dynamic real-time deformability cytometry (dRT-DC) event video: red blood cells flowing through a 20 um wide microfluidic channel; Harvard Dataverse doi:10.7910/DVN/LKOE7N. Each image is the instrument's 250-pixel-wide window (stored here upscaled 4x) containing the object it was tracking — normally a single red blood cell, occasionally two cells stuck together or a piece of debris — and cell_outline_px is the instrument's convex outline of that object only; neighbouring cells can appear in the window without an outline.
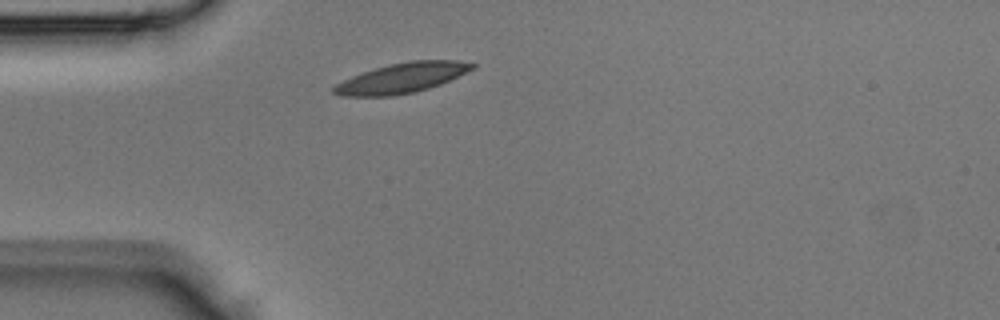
{"species": "Egyptian fruit bat (a non-hibernating species)", "species_latin": "Rousettus aegyptiacus", "temperature_condition": "room temperature", "stored_images_in_passage": 33, "camera_frame_rate_fps": 3000, "um_per_image_px": 0.085, "animal": {"sex": "male"}, "frame": {"image": 1, "passage_image": 1, "time_ms": 0.0, "image_size_px": [1000, 320], "cell_outline_px": [[476, 68], [440, 84], [428, 88], [412, 92], [388, 96], [344, 96], [332, 92], [332, 88], [336, 84], [352, 76], [388, 64], [412, 60], [460, 60], [476, 64]], "centroid_in_image_um": [34.19, 6.61], "position_along_channel_um": 50.8, "area_um2": 23.93}}
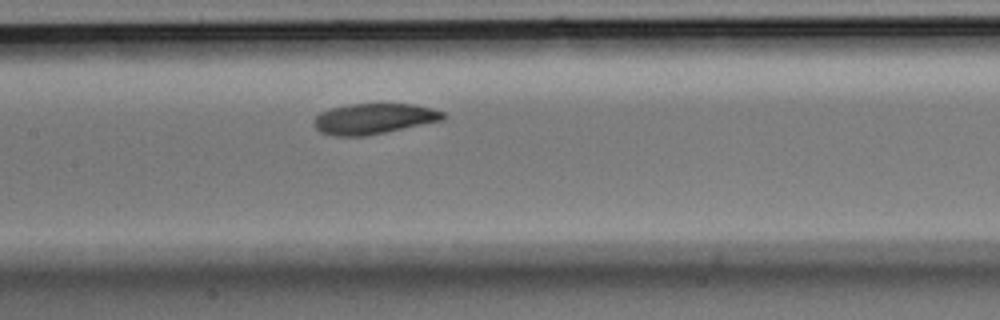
{"frame": {"image": 2, "passage_image": 10, "time_ms": 3.0, "image_size_px": [1000, 320], "cell_outline_px": [[444, 120], [368, 136], [332, 136], [320, 132], [312, 124], [316, 116], [320, 112], [328, 108], [348, 104], [416, 104], [432, 108], [444, 112]], "centroid_in_image_um": [31.75, 10.09], "position_along_channel_um": 175.7, "area_um2": 23.35}}
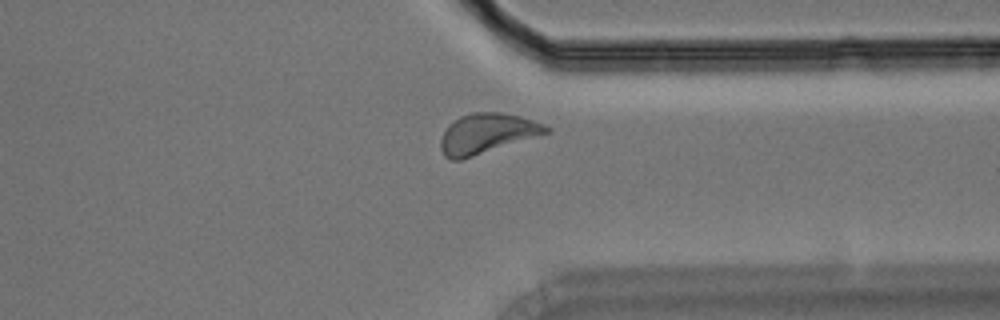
{"frame": {"image": 3, "passage_image": 23, "time_ms": 7.333, "image_size_px": [1000, 320], "cell_outline_px": [[552, 132], [460, 160], [448, 160], [444, 156], [440, 148], [440, 140], [448, 124], [460, 116], [472, 112], [500, 112], [520, 116], [544, 124], [552, 128]], "centroid_in_image_um": [41.39, 11.35], "position_along_channel_um": 370.0, "area_um2": 24.74}}